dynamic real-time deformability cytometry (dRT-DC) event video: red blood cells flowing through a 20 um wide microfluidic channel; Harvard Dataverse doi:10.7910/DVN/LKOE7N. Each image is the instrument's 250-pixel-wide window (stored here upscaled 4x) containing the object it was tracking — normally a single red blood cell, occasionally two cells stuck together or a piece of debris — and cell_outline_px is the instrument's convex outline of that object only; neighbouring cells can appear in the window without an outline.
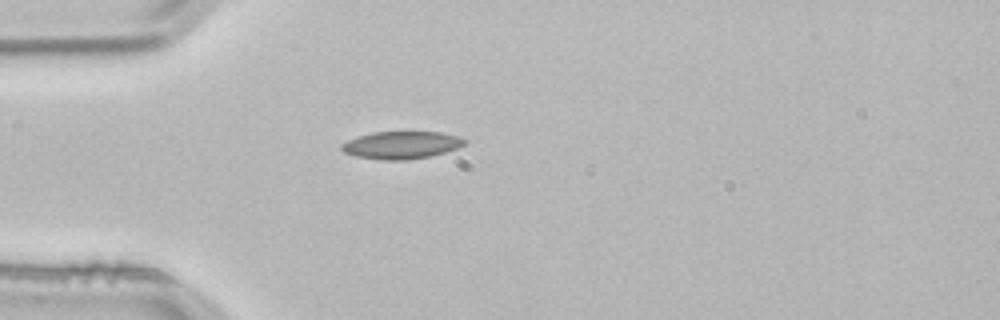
{"species": "common noctule bat (a hibernating species)", "species_latin": "Nyctalus noctula", "temperature_condition": "room temperature", "stored_images_in_passage": 3, "camera_frame_rate_fps": 3000, "um_per_image_px": 0.085, "animal": {"sex": "male", "body_mass_g": 21.5, "forearm_length_mm": 52.0}, "frame": {"image": 1, "passage_image": 3, "time_ms": 0.667, "image_size_px": [1000, 320], "cell_outline_px": [[464, 144], [456, 148], [444, 152], [428, 156], [408, 160], [380, 160], [356, 156], [344, 152], [340, 148], [340, 144], [356, 136], [372, 132], [440, 132], [460, 136], [464, 140]], "centroid_in_image_um": [34.06, 12.32], "position_along_channel_um": 50.9, "area_um2": 19.65}}